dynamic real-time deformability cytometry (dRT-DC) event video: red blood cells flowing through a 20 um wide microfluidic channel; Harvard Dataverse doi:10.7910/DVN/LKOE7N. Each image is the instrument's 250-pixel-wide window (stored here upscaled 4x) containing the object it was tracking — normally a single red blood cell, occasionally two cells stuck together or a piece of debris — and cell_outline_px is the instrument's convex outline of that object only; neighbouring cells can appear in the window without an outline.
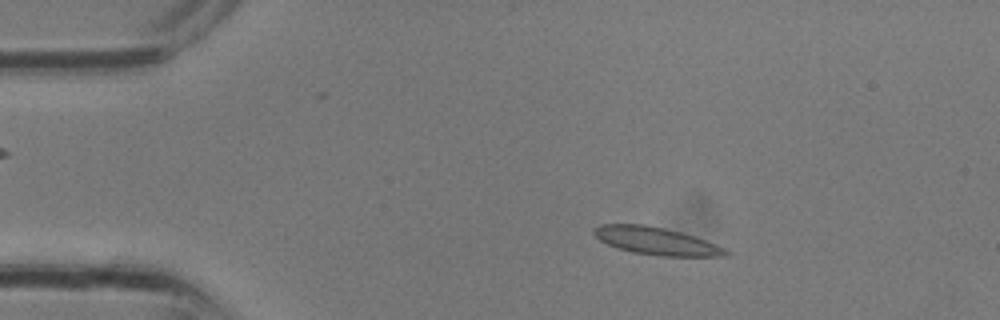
{"species": "common noctule bat (a hibernating species)", "species_latin": "Nyctalus noctula", "temperature_condition": "room temperature", "stored_images_in_passage": 11, "camera_frame_rate_fps": 3000, "um_per_image_px": 0.085, "animal": {"sex": "male", "body_mass_g": 13.3}, "frame": {"image": 1, "passage_image": 5, "time_ms": 1.333, "image_size_px": [1000, 320], "cell_outline_px": [[732, 252], [728, 256], [660, 256], [632, 252], [616, 248], [600, 240], [592, 232], [592, 228], [600, 224], [644, 224], [664, 228], [680, 232], [716, 244]], "centroid_in_image_um": [55.76, 20.48], "position_along_channel_um": 29.2, "area_um2": 21.15}}
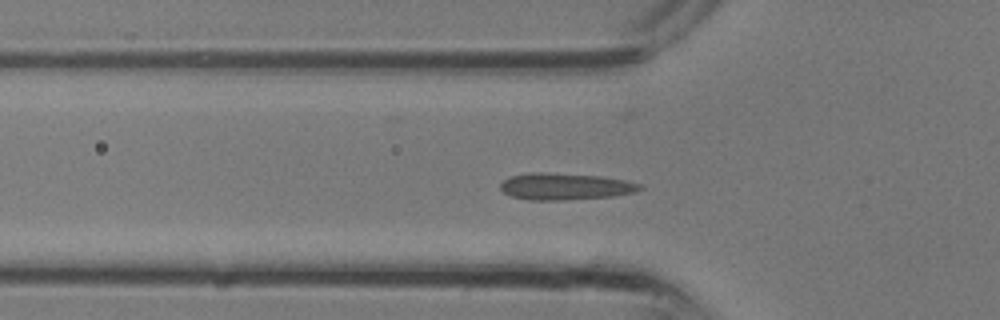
{"frame": {"image": 2, "passage_image": 10, "time_ms": 3.0, "image_size_px": [1000, 320], "cell_outline_px": [[644, 188], [636, 192], [612, 196], [560, 200], [528, 200], [512, 196], [504, 192], [500, 188], [500, 184], [508, 176], [532, 172], [548, 172], [600, 176], [624, 180], [640, 184]], "centroid_in_image_um": [48.01, 15.84], "position_along_channel_um": 77.8, "area_um2": 21.73}}